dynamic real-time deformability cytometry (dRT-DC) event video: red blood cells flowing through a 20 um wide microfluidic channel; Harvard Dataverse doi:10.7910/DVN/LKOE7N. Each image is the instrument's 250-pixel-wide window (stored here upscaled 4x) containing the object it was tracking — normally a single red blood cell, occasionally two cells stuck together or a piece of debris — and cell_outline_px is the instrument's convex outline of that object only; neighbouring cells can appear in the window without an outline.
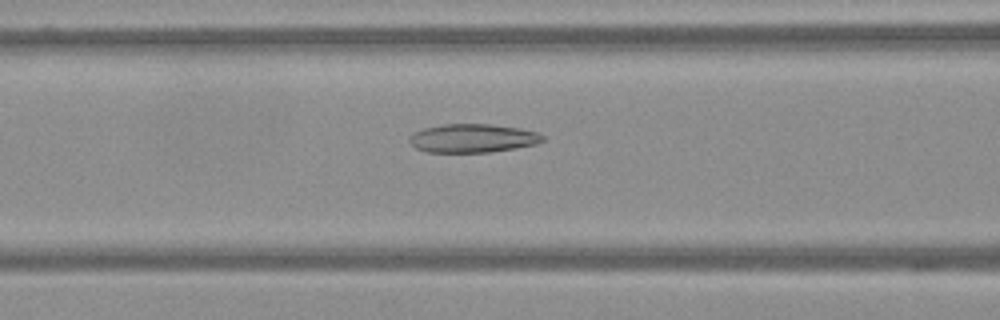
{"species": "Egyptian fruit bat (a non-hibernating species)", "species_latin": "Rousettus aegyptiacus", "temperature_condition": "warm", "stored_images_in_passage": 45, "camera_frame_rate_fps": 3000, "um_per_image_px": 0.085, "frame": {"image": 1, "passage_image": 9, "time_ms": 2.667, "image_size_px": [1000, 320], "cell_outline_px": [[544, 140], [536, 144], [516, 148], [488, 152], [428, 152], [416, 148], [408, 140], [416, 132], [424, 128], [444, 124], [492, 124], [520, 128], [536, 132], [544, 136]], "centroid_in_image_um": [40.21, 11.75], "position_along_channel_um": 126.4, "area_um2": 22.02}}
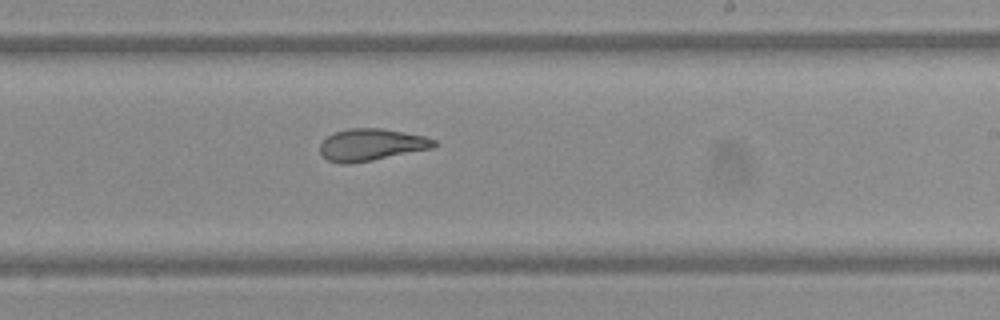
{"frame": {"image": 2, "passage_image": 21, "time_ms": 6.667, "image_size_px": [1000, 320], "cell_outline_px": [[436, 144], [432, 148], [372, 160], [348, 164], [340, 164], [328, 160], [320, 152], [320, 144], [328, 136], [336, 132], [348, 128], [384, 128], [424, 136], [436, 140]], "centroid_in_image_um": [31.55, 12.3], "position_along_channel_um": 257.4, "area_um2": 21.1}}
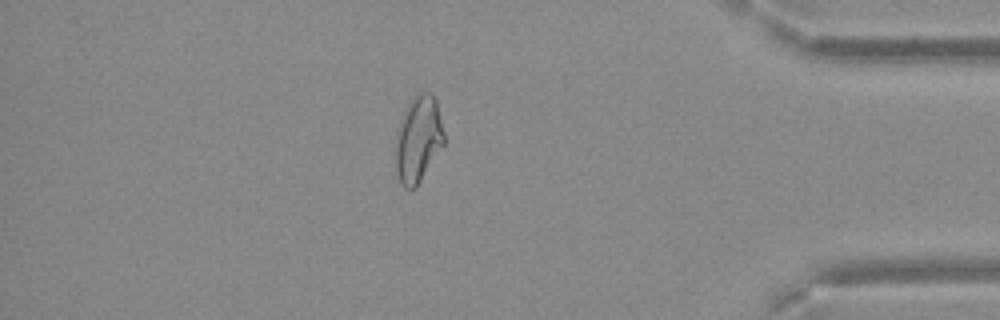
{"frame": {"image": 3, "passage_image": 37, "time_ms": 12.0, "image_size_px": [1000, 320], "cell_outline_px": [[444, 144], [416, 188], [404, 188], [400, 184], [396, 172], [396, 132], [400, 120], [412, 96], [416, 92], [432, 92], [436, 100], [444, 132]], "centroid_in_image_um": [35.55, 11.82], "position_along_channel_um": 399.7, "area_um2": 24.57}}